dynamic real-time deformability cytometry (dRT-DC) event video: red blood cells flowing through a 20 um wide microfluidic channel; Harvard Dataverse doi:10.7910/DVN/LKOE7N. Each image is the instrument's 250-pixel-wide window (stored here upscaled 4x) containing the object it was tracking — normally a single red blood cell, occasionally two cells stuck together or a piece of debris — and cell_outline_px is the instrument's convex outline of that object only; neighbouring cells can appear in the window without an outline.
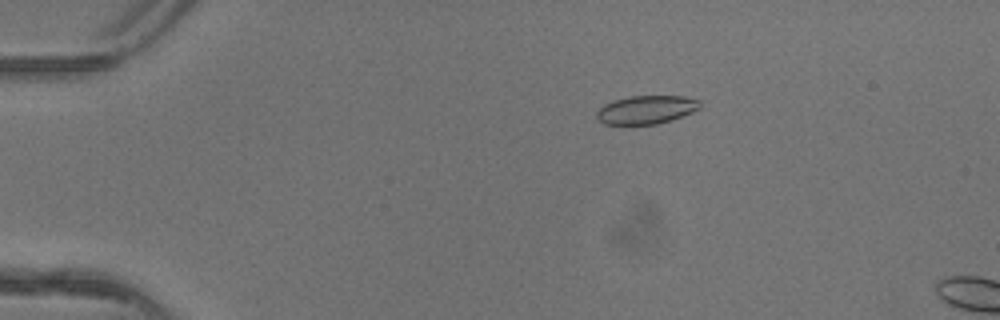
{"species": "common noctule bat (a hibernating species)", "species_latin": "Nyctalus noctula", "temperature_condition": "warm", "stored_images_in_passage": 15, "camera_frame_rate_fps": 3000, "um_per_image_px": 0.085, "animal": {"sex": "female"}, "frame": {"image": 1, "passage_image": 11, "time_ms": 3.333, "image_size_px": [1000, 320], "cell_outline_px": [[700, 108], [692, 112], [672, 120], [656, 124], [604, 124], [596, 116], [596, 112], [604, 104], [628, 96], [684, 96], [700, 100]], "centroid_in_image_um": [54.95, 9.32], "position_along_channel_um": 30.0, "area_um2": 16.99}}